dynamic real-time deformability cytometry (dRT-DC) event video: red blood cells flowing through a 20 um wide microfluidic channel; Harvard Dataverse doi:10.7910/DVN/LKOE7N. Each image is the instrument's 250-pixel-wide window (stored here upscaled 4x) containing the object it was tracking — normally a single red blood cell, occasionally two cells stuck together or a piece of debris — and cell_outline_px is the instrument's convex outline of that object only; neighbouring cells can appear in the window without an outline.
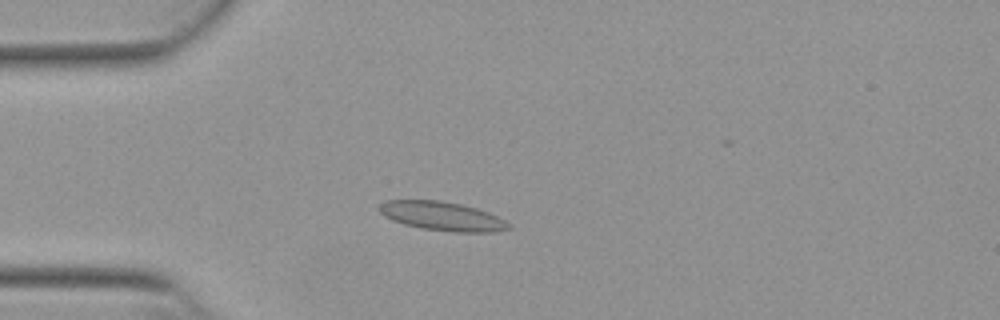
{"species": "Egyptian fruit bat (a non-hibernating species)", "species_latin": "Rousettus aegyptiacus", "temperature_condition": "warm", "stored_images_in_passage": 47, "camera_frame_rate_fps": 3000, "um_per_image_px": 0.085, "animal": {"sex": "female"}, "frame": {"image": 1, "passage_image": 7, "time_ms": 2.0, "image_size_px": [1000, 320], "cell_outline_px": [[512, 228], [496, 232], [452, 232], [420, 228], [404, 224], [392, 220], [384, 216], [380, 212], [380, 204], [384, 200], [440, 200], [460, 204], [476, 208], [488, 212], [512, 224]], "centroid_in_image_um": [37.6, 18.38], "position_along_channel_um": 47.4, "area_um2": 21.91}}
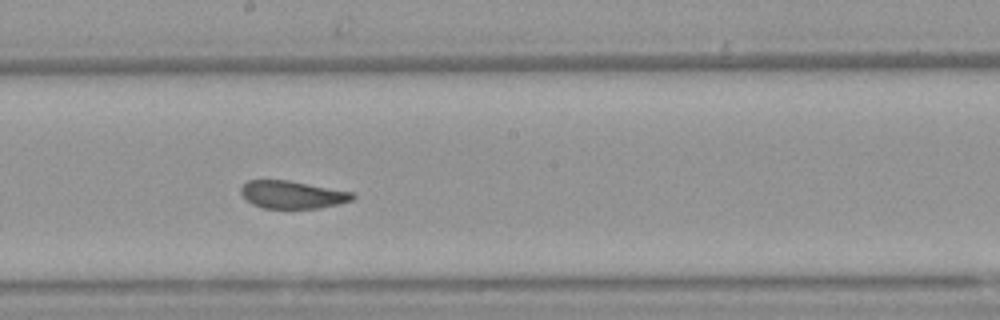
{"frame": {"image": 2, "passage_image": 22, "time_ms": 7.0, "image_size_px": [1000, 320], "cell_outline_px": [[356, 196], [352, 200], [320, 208], [264, 208], [252, 204], [244, 200], [240, 192], [240, 188], [248, 180], [288, 180], [352, 192]], "centroid_in_image_um": [24.8, 16.54], "position_along_channel_um": 223.4, "area_um2": 17.98}}
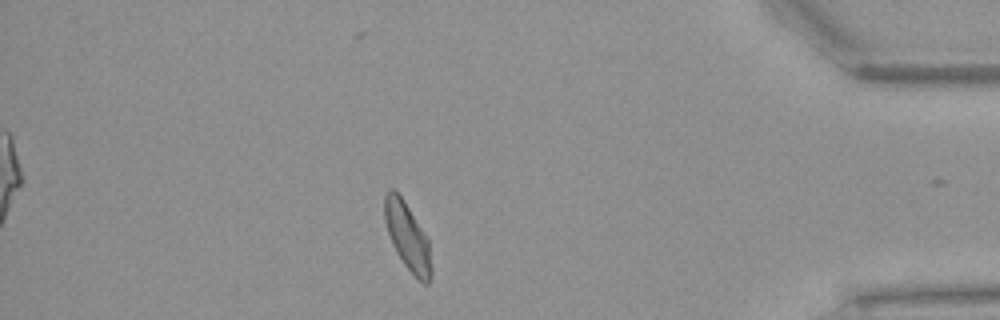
{"frame": {"image": 3, "passage_image": 39, "time_ms": 12.667, "image_size_px": [1000, 320], "cell_outline_px": [[432, 276], [428, 284], [424, 284], [404, 264], [396, 252], [392, 244], [384, 220], [384, 196], [388, 188], [392, 188], [404, 200], [428, 240], [432, 268]], "centroid_in_image_um": [34.62, 20.1], "position_along_channel_um": 400.6, "area_um2": 18.09}}